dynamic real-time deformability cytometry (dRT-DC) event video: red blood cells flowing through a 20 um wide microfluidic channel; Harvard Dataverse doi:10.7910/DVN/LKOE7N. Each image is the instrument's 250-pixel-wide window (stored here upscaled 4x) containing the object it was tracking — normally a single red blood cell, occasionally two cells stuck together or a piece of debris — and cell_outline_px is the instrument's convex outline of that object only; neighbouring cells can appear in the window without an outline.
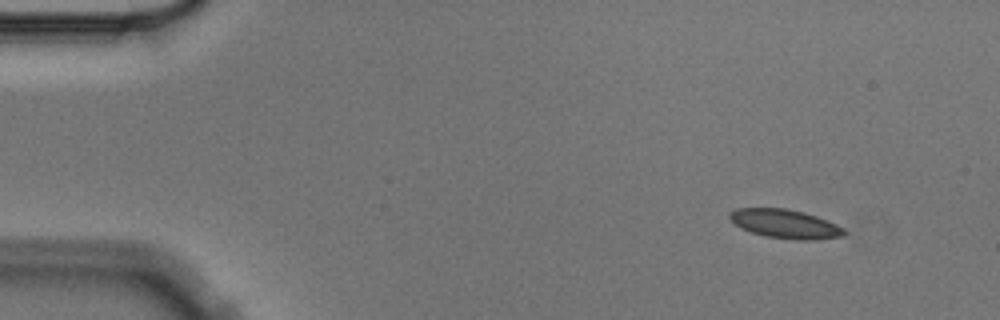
{"species": "Egyptian fruit bat (a non-hibernating species)", "species_latin": "Rousettus aegyptiacus", "temperature_condition": "cold", "stored_images_in_passage": 8, "camera_frame_rate_fps": 3000, "um_per_image_px": 0.085, "animal": {"sex": "male"}, "frame": {"image": 1, "passage_image": 1, "time_ms": 0.0, "image_size_px": [1000, 320], "cell_outline_px": [[848, 232], [844, 236], [812, 240], [796, 240], [764, 236], [740, 228], [728, 216], [736, 208], [788, 208], [804, 212], [816, 216], [836, 224], [844, 228]], "centroid_in_image_um": [66.77, 19.03], "position_along_channel_um": 18.2, "area_um2": 19.31}}
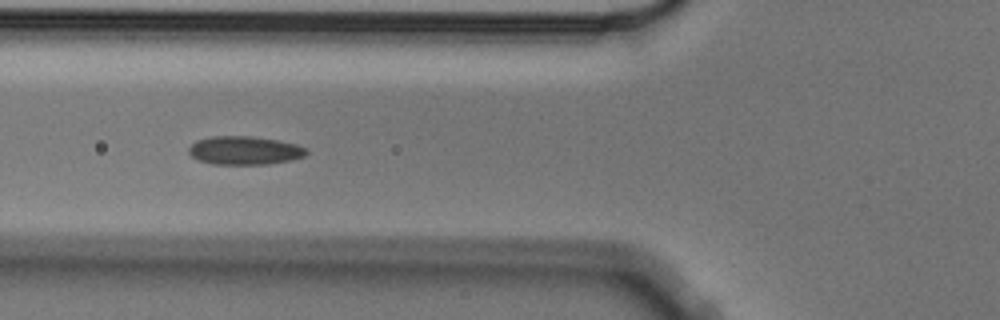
{"frame": {"image": 2, "passage_image": 5, "time_ms": 1.333, "image_size_px": [1000, 320], "cell_outline_px": [[308, 152], [304, 156], [288, 160], [268, 164], [212, 164], [196, 160], [188, 152], [188, 148], [196, 140], [212, 136], [252, 136], [276, 140], [296, 144], [308, 148]], "centroid_in_image_um": [20.76, 12.78], "position_along_channel_um": 105.0, "area_um2": 19.54}}
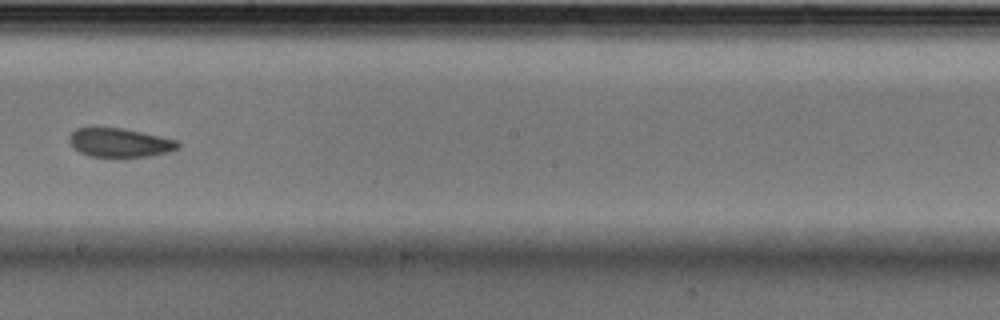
{"frame": {"image": 3, "passage_image": 8, "time_ms": 2.333, "image_size_px": [1000, 320], "cell_outline_px": [[180, 148], [168, 152], [148, 156], [88, 156], [80, 152], [68, 140], [68, 136], [76, 128], [92, 124], [124, 128], [160, 136], [176, 140], [180, 144]], "centroid_in_image_um": [10.12, 12.06], "position_along_channel_um": 238.1, "area_um2": 18.73}}